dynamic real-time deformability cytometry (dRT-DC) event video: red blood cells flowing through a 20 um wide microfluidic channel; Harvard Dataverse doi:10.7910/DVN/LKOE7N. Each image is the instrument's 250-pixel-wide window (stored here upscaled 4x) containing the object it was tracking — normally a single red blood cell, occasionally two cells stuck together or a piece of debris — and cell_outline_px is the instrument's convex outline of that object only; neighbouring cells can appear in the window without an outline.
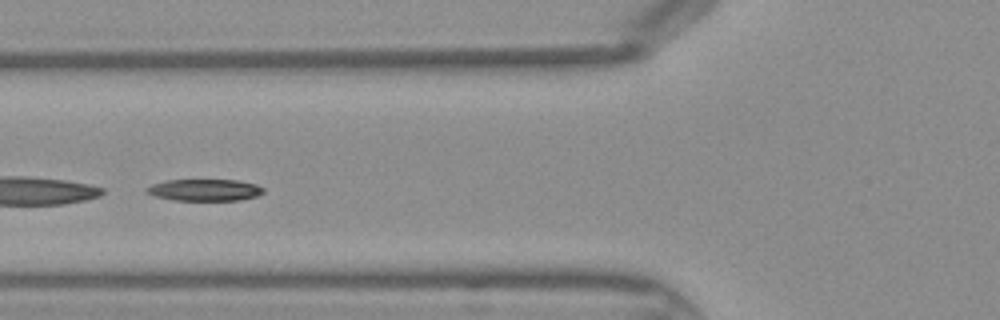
{"species": "Egyptian fruit bat (a non-hibernating species)", "species_latin": "Rousettus aegyptiacus", "temperature_condition": "warm", "stored_images_in_passage": 42, "segment_of_instrument_passage": [2, 2], "camera_frame_rate_fps": 3000, "um_per_image_px": 0.085, "frame": {"image": 1, "passage_image": 15, "time_ms": 4.667, "image_size_px": [1000, 320], "cell_outline_px": [[264, 192], [256, 196], [240, 200], [172, 200], [156, 196], [144, 192], [144, 188], [152, 184], [168, 180], [236, 180], [256, 184], [264, 188]], "centroid_in_image_um": [17.37, 16.15], "position_along_channel_um": 108.4, "area_um2": 14.8}}
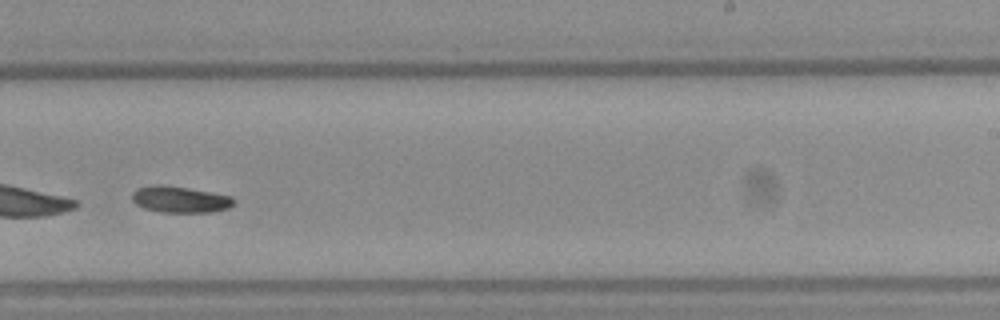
{"frame": {"image": 2, "passage_image": 26, "time_ms": 8.333, "image_size_px": [1000, 320], "cell_outline_px": [[232, 204], [228, 208], [212, 212], [160, 212], [144, 208], [136, 204], [132, 200], [132, 192], [136, 188], [152, 184], [160, 184], [188, 188], [212, 192], [232, 196]], "centroid_in_image_um": [15.25, 16.94], "position_along_channel_um": 273.8, "area_um2": 15.66}}
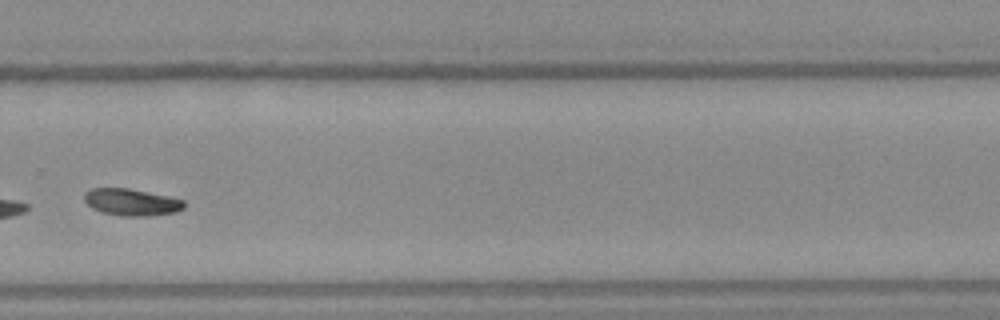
{"frame": {"image": 3, "passage_image": 29, "time_ms": 9.333, "image_size_px": [1000, 320], "cell_outline_px": [[184, 208], [176, 212], [148, 216], [120, 216], [104, 212], [92, 208], [84, 200], [84, 192], [92, 188], [128, 188], [168, 196], [184, 200]], "centroid_in_image_um": [11.17, 17.18], "position_along_channel_um": 318.6, "area_um2": 15.61}}